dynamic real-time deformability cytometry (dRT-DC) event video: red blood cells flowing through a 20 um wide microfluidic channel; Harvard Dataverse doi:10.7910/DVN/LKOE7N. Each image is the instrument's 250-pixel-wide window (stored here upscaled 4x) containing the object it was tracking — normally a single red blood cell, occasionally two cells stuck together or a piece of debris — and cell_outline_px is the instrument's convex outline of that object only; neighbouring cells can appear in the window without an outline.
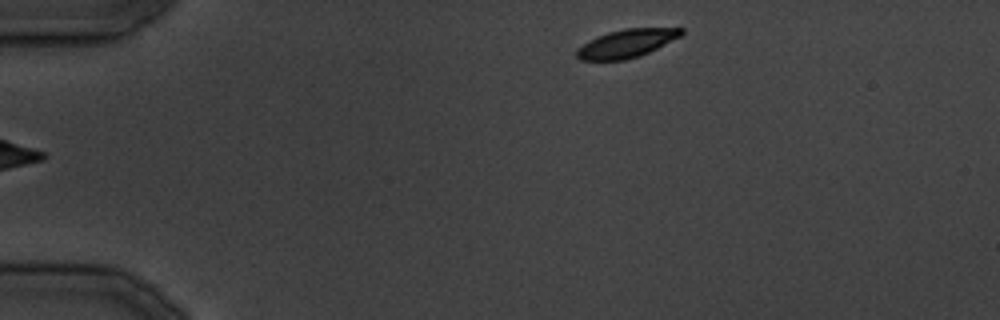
{"species": "common noctule bat (a hibernating species)", "species_latin": "Nyctalus noctula", "temperature_condition": "cold", "stored_images_in_passage": 12, "camera_frame_rate_fps": 3000, "um_per_image_px": 0.085, "animal": {"sex": "male", "body_mass_g": 19.5, "forearm_length_mm": 54.6}, "frame": {"image": 1, "passage_image": 1, "time_ms": 0.0, "image_size_px": [1000, 320], "cell_outline_px": [[684, 32], [680, 36], [640, 56], [624, 60], [580, 60], [576, 56], [576, 48], [588, 40], [596, 36], [608, 32], [624, 28], [684, 28]], "centroid_in_image_um": [53.21, 3.69], "position_along_channel_um": 31.8, "area_um2": 17.17}}
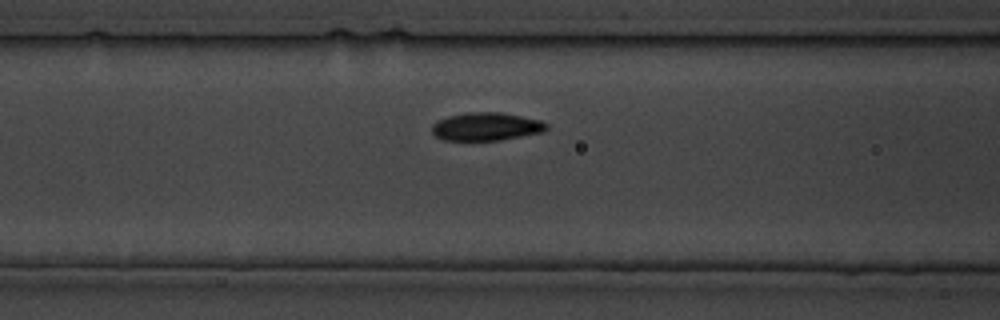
{"frame": {"image": 2, "passage_image": 9, "time_ms": 10.0, "image_size_px": [1000, 320], "cell_outline_px": [[548, 128], [544, 132], [500, 140], [444, 140], [436, 136], [432, 132], [432, 124], [436, 120], [448, 116], [468, 112], [500, 112], [540, 120], [548, 124]], "centroid_in_image_um": [41.32, 10.75], "position_along_channel_um": 125.3, "area_um2": 18.79}}
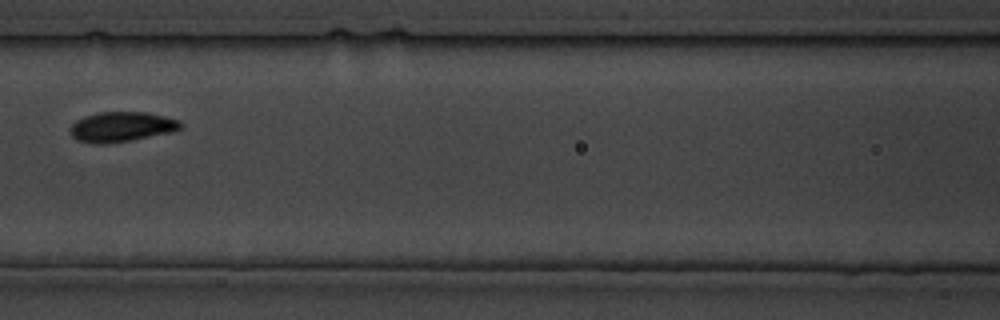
{"frame": {"image": 3, "passage_image": 11, "time_ms": 12.0, "image_size_px": [1000, 320], "cell_outline_px": [[184, 128], [176, 132], [132, 140], [104, 144], [96, 144], [76, 140], [68, 132], [68, 128], [76, 120], [84, 116], [100, 112], [148, 112], [180, 120], [184, 124]], "centroid_in_image_um": [10.37, 10.78], "position_along_channel_um": 156.2, "area_um2": 19.83}}